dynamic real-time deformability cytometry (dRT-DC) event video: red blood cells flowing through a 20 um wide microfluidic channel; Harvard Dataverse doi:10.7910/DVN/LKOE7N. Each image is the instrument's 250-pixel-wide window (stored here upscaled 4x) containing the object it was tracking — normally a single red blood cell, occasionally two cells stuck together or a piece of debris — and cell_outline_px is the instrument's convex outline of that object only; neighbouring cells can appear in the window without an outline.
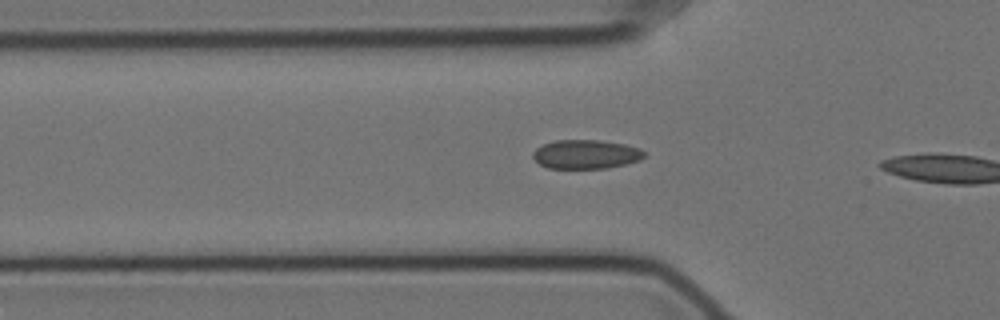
{"species": "Egyptian fruit bat (a non-hibernating species)", "species_latin": "Rousettus aegyptiacus", "temperature_condition": "cold", "stored_images_in_passage": 10, "camera_frame_rate_fps": 3000, "um_per_image_px": 0.085, "animal": {"sex": "female"}, "frame": {"image": 1, "passage_image": 9, "time_ms": 2.667, "image_size_px": [1000, 320], "cell_outline_px": [[644, 156], [640, 160], [608, 168], [548, 168], [540, 164], [532, 156], [532, 152], [536, 148], [544, 144], [556, 140], [600, 140], [624, 144], [640, 148], [644, 152]], "centroid_in_image_um": [49.79, 13.11], "position_along_channel_um": 76.0, "area_um2": 18.73}}